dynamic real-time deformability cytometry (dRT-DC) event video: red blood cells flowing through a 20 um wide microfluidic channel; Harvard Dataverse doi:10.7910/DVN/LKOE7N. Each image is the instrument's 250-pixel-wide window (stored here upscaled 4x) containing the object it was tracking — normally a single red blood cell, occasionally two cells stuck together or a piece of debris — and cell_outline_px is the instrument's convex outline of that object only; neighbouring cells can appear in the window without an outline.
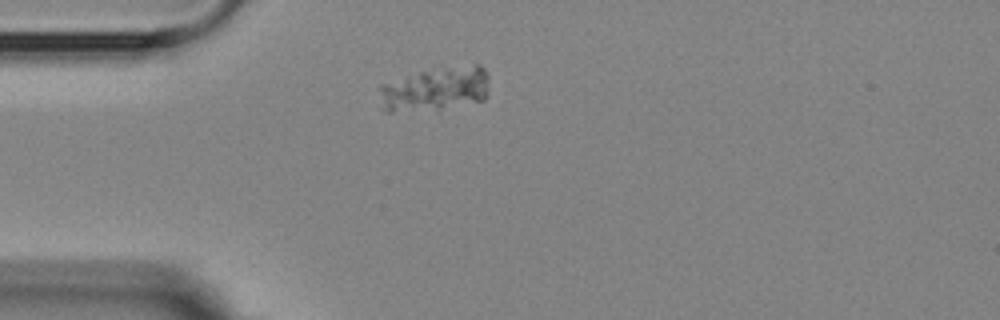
{"species": "Egyptian fruit bat (a non-hibernating species)", "species_latin": "Rousettus aegyptiacus", "temperature_condition": "room temperature", "stored_images_in_passage": 1, "camera_frame_rate_fps": 3000, "um_per_image_px": 0.085, "animal": {"sex": "female"}, "frame": {"image": 1, "passage_image": 1, "time_ms": 0.0, "image_size_px": [1000, 320], "cell_outline_px": [[488, 96], [484, 100], [440, 108], [392, 112], [388, 112], [380, 108], [380, 84], [432, 68], [476, 60], [488, 72]], "centroid_in_image_um": [37.08, 7.49], "position_along_channel_um": 47.9, "area_um2": 29.02}}